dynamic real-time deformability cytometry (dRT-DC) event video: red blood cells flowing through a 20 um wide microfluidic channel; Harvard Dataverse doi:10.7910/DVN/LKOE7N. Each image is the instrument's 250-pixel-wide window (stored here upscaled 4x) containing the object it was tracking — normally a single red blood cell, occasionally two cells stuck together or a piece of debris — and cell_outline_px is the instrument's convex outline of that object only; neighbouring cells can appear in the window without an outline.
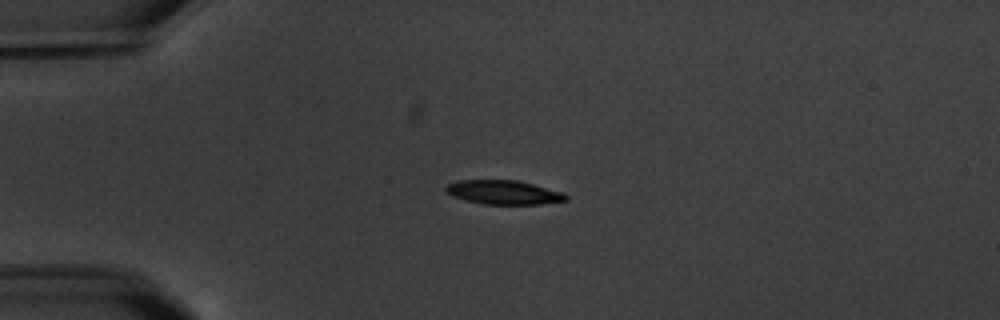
{"species": "common noctule bat (a hibernating species)", "species_latin": "Nyctalus noctula", "temperature_condition": "warm", "stored_images_in_passage": 4, "camera_frame_rate_fps": 3000, "um_per_image_px": 0.085, "animal": {"sex": "male", "body_mass_g": 20.1, "forearm_length_mm": 53.5}, "frame": {"image": 1, "passage_image": 3, "time_ms": 3.333, "image_size_px": [1000, 320], "cell_outline_px": [[568, 200], [540, 204], [484, 204], [452, 196], [444, 188], [448, 184], [460, 180], [516, 180], [564, 192], [568, 196]], "centroid_in_image_um": [42.84, 16.35], "position_along_channel_um": 42.2, "area_um2": 16.65}}